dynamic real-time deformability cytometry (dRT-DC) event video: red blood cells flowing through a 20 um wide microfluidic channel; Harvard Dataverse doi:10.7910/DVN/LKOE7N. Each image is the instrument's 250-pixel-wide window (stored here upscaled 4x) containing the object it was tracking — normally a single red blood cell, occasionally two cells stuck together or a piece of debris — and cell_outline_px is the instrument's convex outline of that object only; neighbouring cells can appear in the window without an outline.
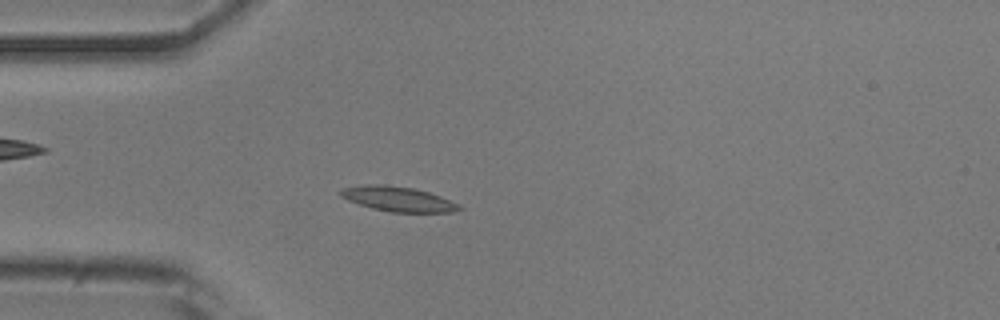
{"species": "common noctule bat (a hibernating species)", "species_latin": "Nyctalus noctula", "temperature_condition": "room temperature", "stored_images_in_passage": 53, "camera_frame_rate_fps": 3000, "um_per_image_px": 0.085, "animal": {"sex": "male", "body_mass_g": 20.5, "forearm_length_mm": 52.5}, "frame": {"image": 1, "passage_image": 15, "time_ms": 4.667, "image_size_px": [1000, 320], "cell_outline_px": [[464, 208], [452, 212], [388, 212], [372, 208], [348, 200], [340, 196], [340, 188], [360, 184], [384, 184], [412, 188], [428, 192], [440, 196], [460, 204]], "centroid_in_image_um": [33.81, 16.91], "position_along_channel_um": 51.2, "area_um2": 17.28}}
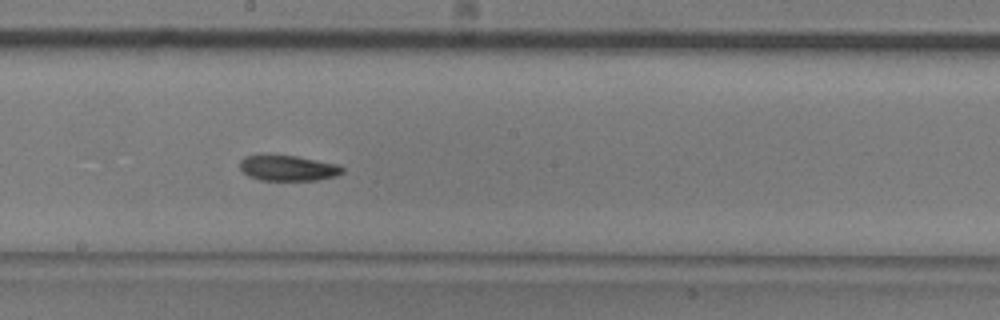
{"frame": {"image": 2, "passage_image": 29, "time_ms": 9.333, "image_size_px": [1000, 320], "cell_outline_px": [[344, 172], [336, 176], [316, 180], [260, 180], [248, 176], [240, 168], [240, 160], [244, 156], [296, 156], [340, 164], [344, 168]], "centroid_in_image_um": [24.53, 14.3], "position_along_channel_um": 223.7, "area_um2": 15.14}}
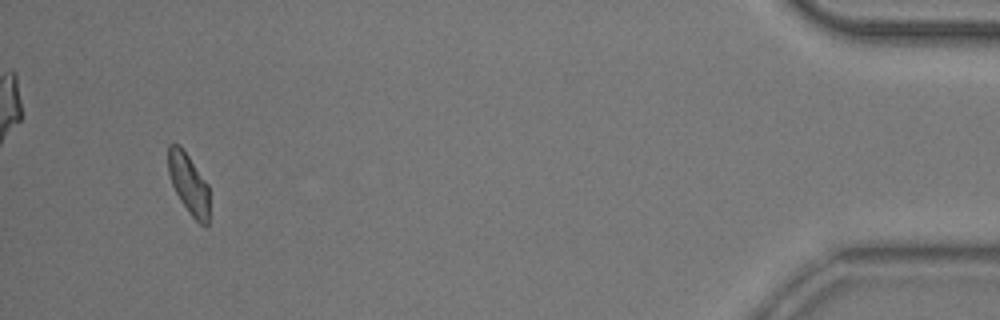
{"frame": {"image": 3, "passage_image": 50, "time_ms": 16.333, "image_size_px": [1000, 320], "cell_outline_px": [[208, 228], [204, 228], [188, 212], [180, 200], [172, 184], [168, 172], [168, 144], [180, 144], [208, 184]], "centroid_in_image_um": [16.03, 15.63], "position_along_channel_um": 419.2, "area_um2": 14.51}, "authors_computed_cell_mechanics": {"area_um2": 16.0684, "velocity_mm_per_s": 3.8724, "shape_relaxation_time_tau1_ms": 7.3916, "shape_relaxation_time_tau2_ms": 5.1507, "deformation_change_tau1": 0.156, "deformation_change_tau2": 0.1158}}